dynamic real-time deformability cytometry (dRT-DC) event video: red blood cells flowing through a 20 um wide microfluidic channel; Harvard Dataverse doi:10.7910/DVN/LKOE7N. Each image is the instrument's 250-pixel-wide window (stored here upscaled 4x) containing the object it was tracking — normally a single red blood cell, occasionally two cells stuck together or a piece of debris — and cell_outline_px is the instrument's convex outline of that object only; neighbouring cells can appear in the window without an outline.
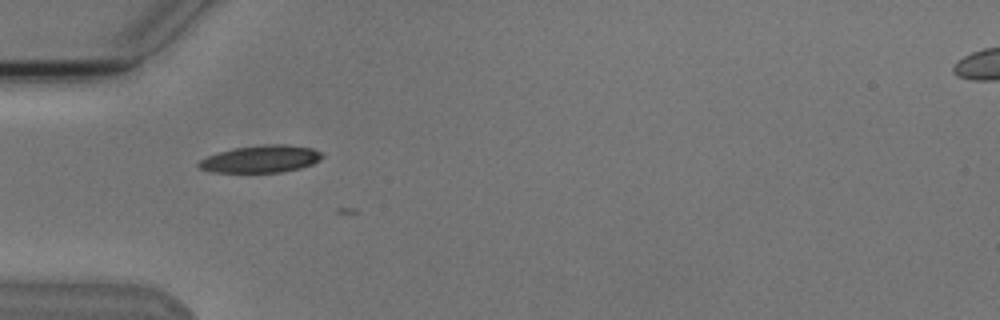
{"species": "Egyptian fruit bat (a non-hibernating species)", "species_latin": "Rousettus aegyptiacus", "temperature_condition": "cold", "stored_images_in_passage": 5, "camera_frame_rate_fps": 3000, "um_per_image_px": 0.085, "animal": {"sex": "male"}, "frame": {"image": 1, "passage_image": 1, "time_ms": 0.0, "image_size_px": [1000, 320], "cell_outline_px": [[324, 156], [320, 160], [312, 164], [300, 168], [280, 172], [212, 172], [200, 168], [196, 164], [200, 160], [208, 156], [220, 152], [236, 148], [268, 144], [284, 144], [312, 148], [324, 152]], "centroid_in_image_um": [22.22, 13.51], "position_along_channel_um": 62.8, "area_um2": 19.48}}